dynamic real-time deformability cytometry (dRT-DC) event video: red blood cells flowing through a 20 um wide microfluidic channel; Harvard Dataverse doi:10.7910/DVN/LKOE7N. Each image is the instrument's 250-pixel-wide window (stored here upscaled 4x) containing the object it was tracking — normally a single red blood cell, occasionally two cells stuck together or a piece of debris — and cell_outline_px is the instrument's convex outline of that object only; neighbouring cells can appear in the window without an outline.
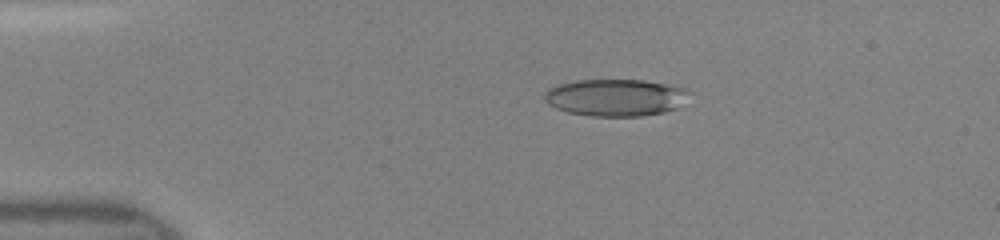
{"species": "human", "species_latin": "Homo sapiens", "temperature_condition": "room temperature", "stored_images_in_passage": 46, "camera_frame_rate_fps": 3000, "um_per_image_px": 0.085, "donor": {"sex": "female"}, "frame": {"image": 1, "passage_image": 9, "time_ms": 2.667, "image_size_px": [1000, 240], "cell_outline_px": [[692, 92], [676, 108], [664, 112], [640, 116], [592, 116], [568, 112], [556, 108], [548, 104], [544, 100], [544, 96], [548, 88], [560, 84], [576, 80], [644, 80], [688, 88]], "centroid_in_image_um": [52.33, 8.28], "position_along_channel_um": 32.7, "area_um2": 31.27}}
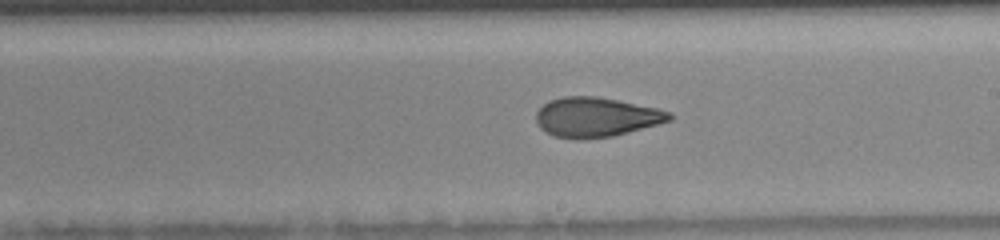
{"frame": {"image": 2, "passage_image": 27, "time_ms": 8.667, "image_size_px": [1000, 240], "cell_outline_px": [[672, 120], [612, 136], [580, 140], [556, 136], [544, 132], [540, 128], [536, 120], [536, 112], [548, 100], [564, 96], [596, 96], [660, 108], [672, 112]], "centroid_in_image_um": [50.66, 9.95], "position_along_channel_um": 238.3, "area_um2": 30.87}}
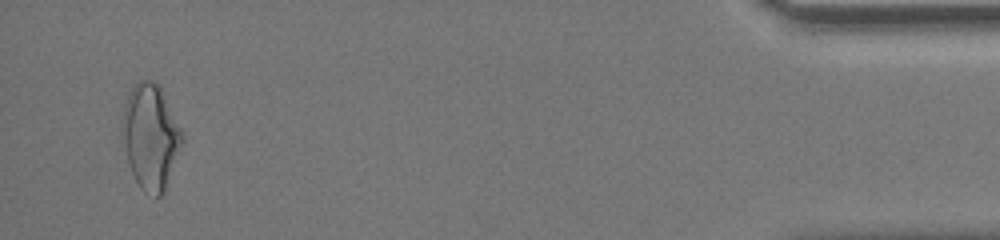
{"frame": {"image": 3, "passage_image": 45, "time_ms": 14.667, "image_size_px": [1000, 240], "cell_outline_px": [[184, 140], [164, 192], [160, 196], [156, 196], [144, 192], [140, 188], [132, 172], [128, 160], [120, 128], [120, 120], [128, 96], [132, 88], [140, 80], [152, 80], [160, 88], [184, 132]], "centroid_in_image_um": [12.81, 11.62], "position_along_channel_um": 422.4, "area_um2": 36.47}}